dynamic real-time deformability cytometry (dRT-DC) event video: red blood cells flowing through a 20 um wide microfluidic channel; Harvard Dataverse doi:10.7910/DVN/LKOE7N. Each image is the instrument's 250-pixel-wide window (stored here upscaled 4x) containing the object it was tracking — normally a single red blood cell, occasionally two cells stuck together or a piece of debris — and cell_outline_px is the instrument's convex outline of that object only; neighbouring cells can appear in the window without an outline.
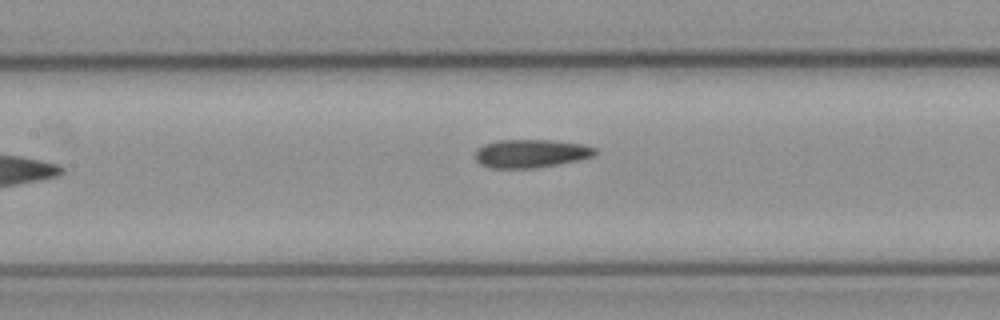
{"species": "common noctule bat (a hibernating species)", "species_latin": "Nyctalus noctula", "temperature_condition": "cold", "stored_images_in_passage": 7, "camera_frame_rate_fps": 3000, "um_per_image_px": 0.085, "animal": {"sex": "female", "body_mass_g": 21.9}, "frame": {"image": 1, "passage_image": 7, "time_ms": 2.0, "image_size_px": [1000, 320], "cell_outline_px": [[596, 152], [592, 156], [576, 160], [536, 168], [488, 168], [480, 164], [472, 156], [476, 148], [484, 144], [496, 140], [552, 140], [584, 144], [596, 148]], "centroid_in_image_um": [45.04, 13.04], "position_along_channel_um": 162.4, "area_um2": 19.94}}